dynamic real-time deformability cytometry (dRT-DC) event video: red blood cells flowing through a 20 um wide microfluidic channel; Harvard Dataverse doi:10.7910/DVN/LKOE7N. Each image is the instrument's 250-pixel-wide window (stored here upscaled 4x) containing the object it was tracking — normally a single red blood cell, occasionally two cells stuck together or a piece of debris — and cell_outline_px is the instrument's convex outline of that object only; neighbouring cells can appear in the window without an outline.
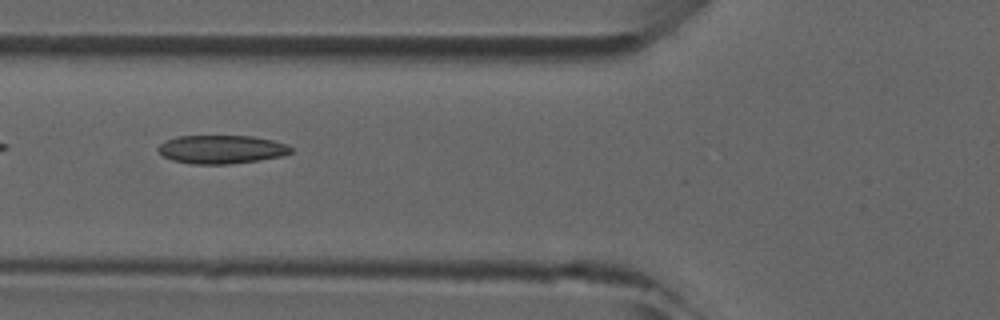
{"species": "common noctule bat (a hibernating species)", "species_latin": "Nyctalus noctula", "temperature_condition": "room temperature", "stored_images_in_passage": 12, "camera_frame_rate_fps": 3000, "um_per_image_px": 0.085, "animal": {"sex": "male", "forearm_length_mm": 52.5}, "frame": {"image": 1, "passage_image": 4, "time_ms": 1.0, "image_size_px": [1000, 320], "cell_outline_px": [[292, 152], [280, 156], [260, 160], [228, 164], [192, 164], [172, 160], [164, 156], [156, 148], [160, 144], [176, 136], [252, 136], [272, 140], [284, 144], [292, 148]], "centroid_in_image_um": [18.8, 12.7], "position_along_channel_um": 107.0, "area_um2": 21.85}}
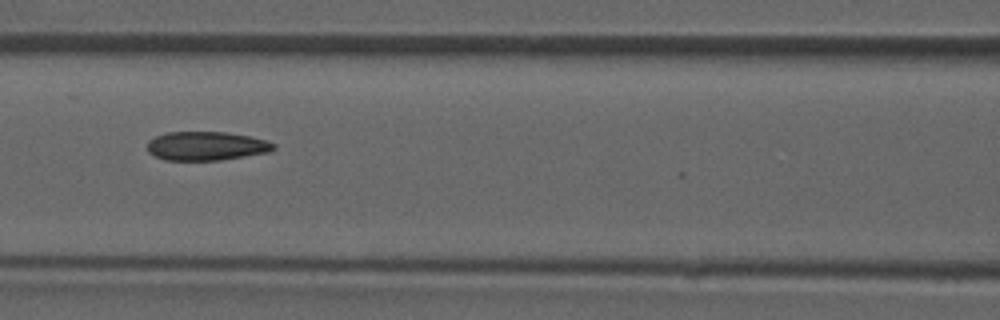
{"frame": {"image": 2, "passage_image": 7, "time_ms": 2.0, "image_size_px": [1000, 320], "cell_outline_px": [[276, 148], [268, 152], [220, 160], [164, 160], [148, 152], [148, 140], [156, 136], [168, 132], [224, 132], [248, 136], [268, 140], [276, 144]], "centroid_in_image_um": [17.54, 12.41], "position_along_channel_um": 149.1, "area_um2": 21.15}}